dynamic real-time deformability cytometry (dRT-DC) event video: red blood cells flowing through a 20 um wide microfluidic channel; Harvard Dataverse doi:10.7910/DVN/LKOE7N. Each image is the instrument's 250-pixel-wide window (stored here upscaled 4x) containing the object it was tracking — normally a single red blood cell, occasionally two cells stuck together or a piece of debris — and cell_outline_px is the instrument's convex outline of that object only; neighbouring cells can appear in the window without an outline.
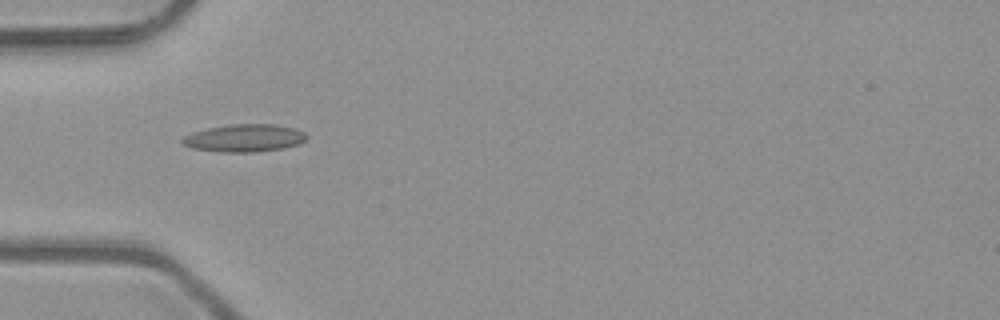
{"species": "common noctule bat (a hibernating species)", "species_latin": "Nyctalus noctula", "temperature_condition": "room temperature", "stored_images_in_passage": 3, "camera_frame_rate_fps": 3000, "um_per_image_px": 0.085, "animal": {"sex": "male", "body_mass_g": 23.1, "forearm_length_mm": 52.7}, "frame": {"image": 1, "passage_image": 1, "time_ms": 0.0, "image_size_px": [1000, 320], "cell_outline_px": [[308, 136], [300, 144], [284, 148], [256, 152], [220, 152], [192, 148], [184, 144], [180, 140], [184, 136], [192, 132], [208, 128], [228, 124], [276, 124], [296, 128], [304, 132]], "centroid_in_image_um": [20.8, 11.73], "position_along_channel_um": 64.2, "area_um2": 20.17}}
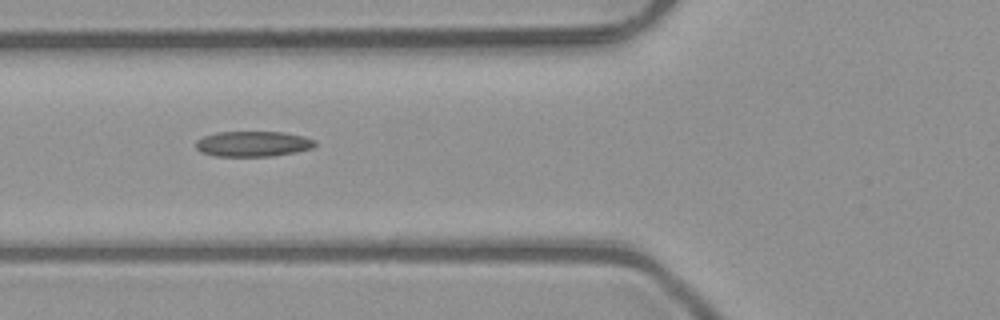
{"frame": {"image": 2, "passage_image": 2, "time_ms": 0.333, "image_size_px": [1000, 320], "cell_outline_px": [[316, 144], [312, 148], [296, 152], [272, 156], [216, 156], [200, 152], [196, 148], [196, 140], [204, 136], [216, 132], [284, 132], [304, 136], [316, 140]], "centroid_in_image_um": [21.51, 12.22], "position_along_channel_um": 104.3, "area_um2": 17.74}}
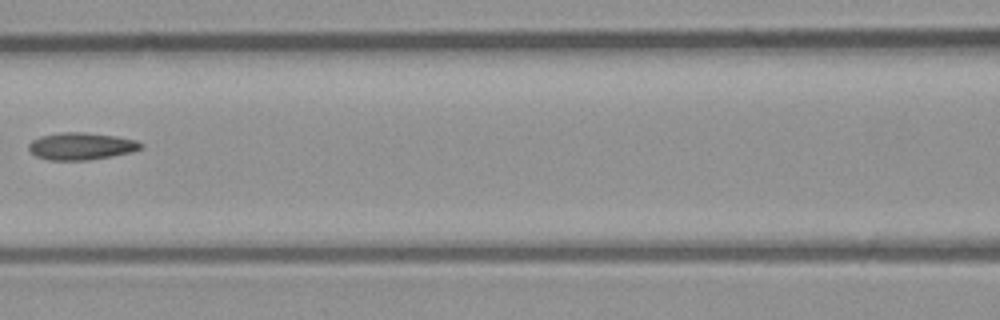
{"frame": {"image": 3, "passage_image": 3, "time_ms": 0.667, "image_size_px": [1000, 320], "cell_outline_px": [[144, 144], [140, 148], [128, 152], [112, 156], [88, 160], [48, 160], [36, 156], [28, 148], [28, 144], [32, 140], [40, 136], [64, 132], [84, 132], [116, 136], [136, 140]], "centroid_in_image_um": [6.87, 12.42], "position_along_channel_um": 159.7, "area_um2": 17.63}}